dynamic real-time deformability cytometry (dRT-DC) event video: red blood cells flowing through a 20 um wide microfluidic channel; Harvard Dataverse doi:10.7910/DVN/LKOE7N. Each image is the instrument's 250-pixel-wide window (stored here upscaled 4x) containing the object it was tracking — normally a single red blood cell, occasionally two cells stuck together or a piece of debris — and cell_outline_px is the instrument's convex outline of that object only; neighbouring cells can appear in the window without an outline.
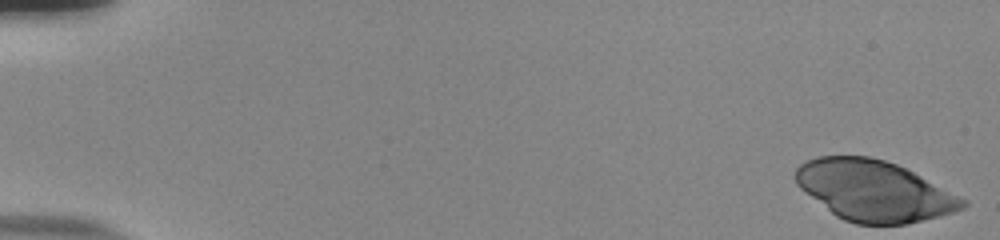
{"species": "human", "species_latin": "Homo sapiens", "temperature_condition": "room temperature", "stored_images_in_passage": 53, "camera_frame_rate_fps": 3000, "um_per_image_px": 0.085, "donor": {"sex": "male"}, "frame": {"image": 1, "passage_image": 1, "time_ms": 0.0, "image_size_px": [1000, 240], "cell_outline_px": [[968, 204], [964, 208], [940, 216], [904, 224], [856, 224], [844, 220], [836, 216], [804, 192], [796, 184], [796, 168], [800, 164], [808, 160], [820, 156], [868, 156], [884, 160], [896, 164], [968, 200]], "centroid_in_image_um": [74.28, 16.22], "position_along_channel_um": 10.7, "area_um2": 58.55}}
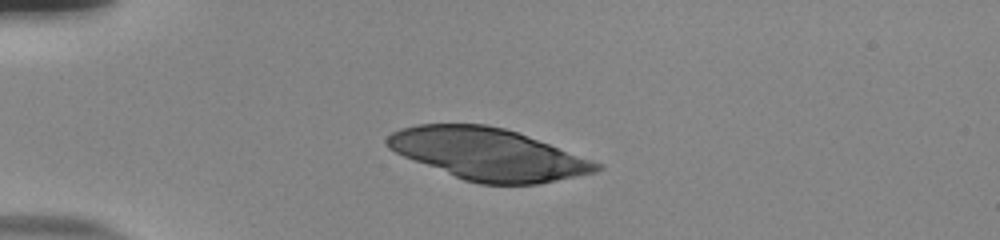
{"frame": {"image": 2, "passage_image": 14, "time_ms": 4.333, "image_size_px": [1000, 240], "cell_outline_px": [[604, 168], [596, 172], [540, 184], [480, 184], [464, 180], [404, 156], [388, 148], [384, 140], [392, 132], [400, 128], [416, 124], [484, 124], [504, 128], [516, 132], [604, 164]], "centroid_in_image_um": [41.5, 13.1], "position_along_channel_um": 43.5, "area_um2": 62.77}}